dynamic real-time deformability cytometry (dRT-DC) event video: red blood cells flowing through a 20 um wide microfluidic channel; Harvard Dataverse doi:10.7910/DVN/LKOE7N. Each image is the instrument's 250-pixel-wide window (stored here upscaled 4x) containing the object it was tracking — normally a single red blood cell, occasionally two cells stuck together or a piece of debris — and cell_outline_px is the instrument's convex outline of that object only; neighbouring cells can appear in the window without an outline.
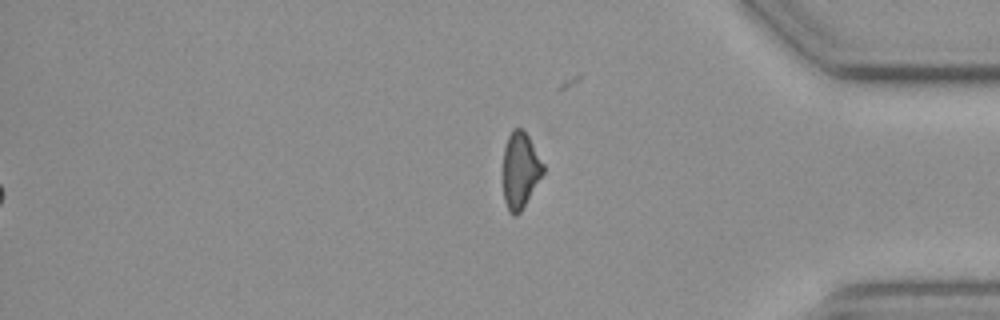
{"species": "common noctule bat (a hibernating species)", "species_latin": "Nyctalus noctula", "temperature_condition": "cold", "stored_images_in_passage": 13, "segment_of_instrument_passage": [2, 2], "camera_frame_rate_fps": 3000, "um_per_image_px": 0.085, "animal": {"sex": "female", "body_mass_g": 19.3, "forearm_length_mm": 54.1}, "frame": {"image": 1, "passage_image": 13, "time_ms": 4.0, "image_size_px": [1000, 320], "cell_outline_px": [[544, 172], [520, 212], [516, 216], [512, 216], [508, 212], [504, 200], [504, 148], [508, 136], [512, 128], [524, 128], [544, 164]], "centroid_in_image_um": [44.22, 14.45], "position_along_channel_um": 391.0, "area_um2": 17.74}}